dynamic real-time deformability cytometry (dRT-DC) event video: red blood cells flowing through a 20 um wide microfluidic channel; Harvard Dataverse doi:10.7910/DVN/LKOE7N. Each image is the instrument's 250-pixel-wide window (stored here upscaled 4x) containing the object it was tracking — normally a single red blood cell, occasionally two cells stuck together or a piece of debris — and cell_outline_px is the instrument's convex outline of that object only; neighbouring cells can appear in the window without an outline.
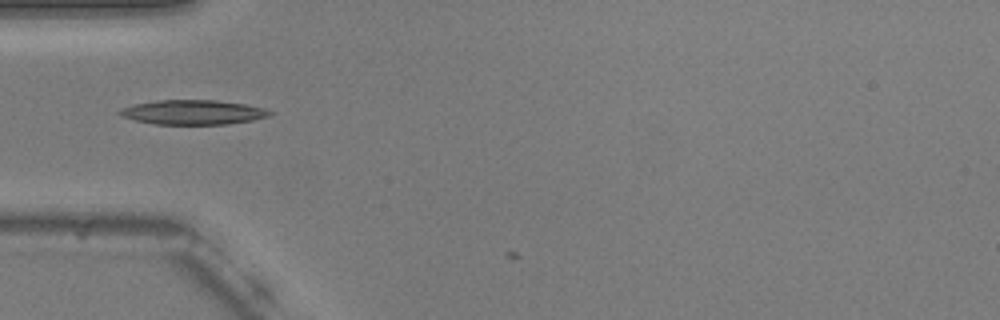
{"species": "common noctule bat (a hibernating species)", "species_latin": "Nyctalus noctula", "temperature_condition": "warm", "stored_images_in_passage": 2, "camera_frame_rate_fps": 3000, "um_per_image_px": 0.085, "animal": {"sex": "male", "body_mass_g": 20.5, "forearm_length_mm": 52.5}, "frame": {"image": 1, "passage_image": 1, "time_ms": 0.0, "image_size_px": [1000, 320], "cell_outline_px": [[272, 112], [268, 116], [252, 120], [228, 124], [156, 124], [136, 120], [120, 116], [116, 112], [120, 108], [136, 104], [160, 100], [216, 100], [244, 104], [264, 108]], "centroid_in_image_um": [16.37, 9.54], "position_along_channel_um": 68.6, "area_um2": 21.27}}